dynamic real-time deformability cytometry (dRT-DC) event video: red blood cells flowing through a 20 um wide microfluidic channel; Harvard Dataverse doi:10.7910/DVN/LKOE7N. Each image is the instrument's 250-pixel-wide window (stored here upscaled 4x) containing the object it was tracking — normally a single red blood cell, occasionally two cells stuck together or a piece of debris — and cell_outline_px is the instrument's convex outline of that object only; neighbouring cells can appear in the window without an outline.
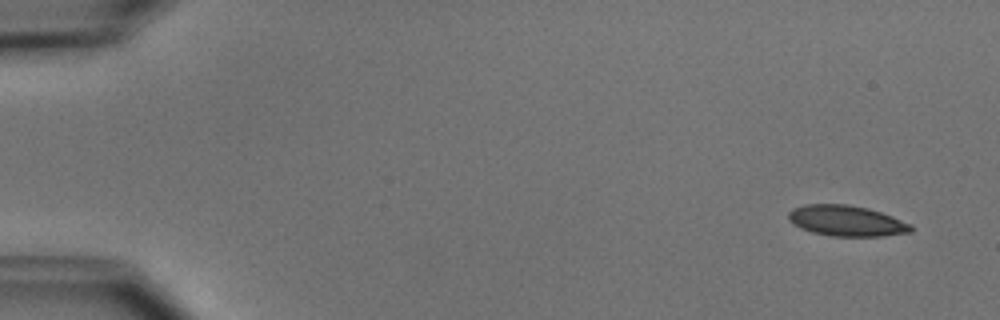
{"species": "common noctule bat (a hibernating species)", "species_latin": "Nyctalus noctula", "temperature_condition": "cold", "stored_images_in_passage": 3, "camera_frame_rate_fps": 3000, "um_per_image_px": 0.085, "animal": {"sex": "male", "body_mass_g": 15.6}, "frame": {"image": 1, "passage_image": 1, "time_ms": 0.0, "image_size_px": [1000, 320], "cell_outline_px": [[912, 232], [884, 236], [832, 236], [812, 232], [800, 228], [792, 224], [788, 220], [788, 212], [792, 208], [804, 204], [848, 204], [868, 208], [892, 216], [912, 224]], "centroid_in_image_um": [71.93, 18.76], "position_along_channel_um": 13.1, "area_um2": 22.14}}